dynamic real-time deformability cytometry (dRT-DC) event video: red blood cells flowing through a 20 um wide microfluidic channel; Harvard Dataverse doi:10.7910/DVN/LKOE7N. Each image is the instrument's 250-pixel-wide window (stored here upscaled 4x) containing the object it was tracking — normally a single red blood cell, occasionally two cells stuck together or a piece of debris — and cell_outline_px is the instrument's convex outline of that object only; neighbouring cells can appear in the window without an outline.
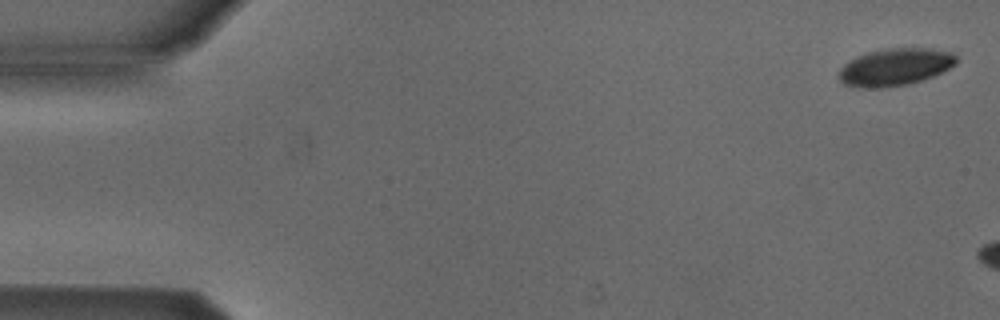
{"species": "Egyptian fruit bat (a non-hibernating species)", "species_latin": "Rousettus aegyptiacus", "temperature_condition": "cold", "stored_images_in_passage": 6, "camera_frame_rate_fps": 3000, "um_per_image_px": 0.085, "animal": {"sex": "male"}, "frame": {"image": 1, "passage_image": 1, "time_ms": 0.0, "image_size_px": [1000, 320], "cell_outline_px": [[956, 64], [932, 76], [908, 84], [884, 88], [860, 88], [844, 84], [840, 80], [840, 68], [844, 64], [868, 52], [888, 48], [928, 48], [952, 52], [956, 56]], "centroid_in_image_um": [76.08, 5.7], "position_along_channel_um": 8.9, "area_um2": 25.2}}